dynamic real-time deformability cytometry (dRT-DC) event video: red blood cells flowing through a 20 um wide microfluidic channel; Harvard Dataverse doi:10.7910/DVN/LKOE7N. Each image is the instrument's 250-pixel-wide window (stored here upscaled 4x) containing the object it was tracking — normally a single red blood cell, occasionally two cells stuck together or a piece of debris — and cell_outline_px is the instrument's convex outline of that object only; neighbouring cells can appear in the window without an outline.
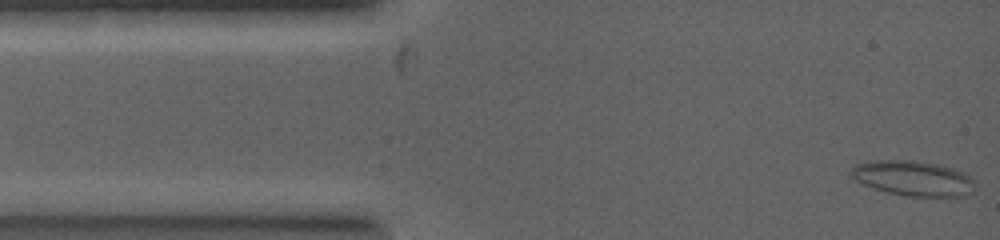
{"species": "common noctule bat (a hibernating species)", "species_latin": "Nyctalus noctula", "temperature_condition": "warm", "stored_images_in_passage": 17, "camera_frame_rate_fps": 5000, "um_per_image_px": 0.085, "animal": {"sex": "female", "body_mass_g": 19.0, "forearm_length_mm": 53.3}, "frame": {"image": 1, "passage_image": 1, "time_ms": 0.0, "image_size_px": [1000, 240], "cell_outline_px": [[972, 180], [968, 192], [964, 196], [904, 196], [872, 188], [848, 176], [848, 172], [856, 164], [868, 160], [916, 160], [936, 164], [952, 168], [964, 172]], "centroid_in_image_um": [77.49, 15.13], "position_along_channel_um": 7.5, "area_um2": 25.14}}
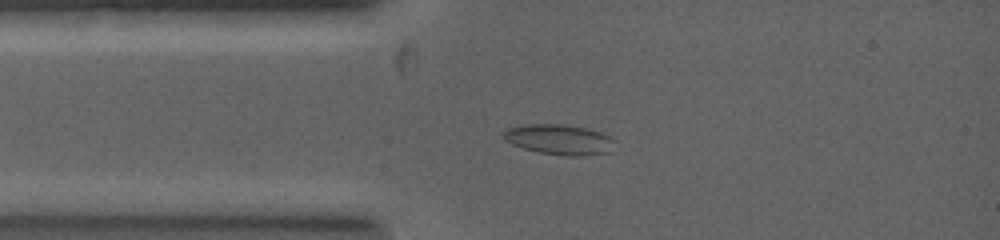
{"frame": {"image": 2, "passage_image": 6, "time_ms": 1.6, "image_size_px": [1000, 240], "cell_outline_px": [[616, 140], [608, 152], [584, 156], [564, 156], [540, 152], [524, 148], [512, 144], [504, 140], [500, 136], [500, 132], [508, 128], [520, 124], [564, 124], [588, 128], [600, 132]], "centroid_in_image_um": [47.47, 11.84], "position_along_channel_um": 37.5, "area_um2": 19.88}}
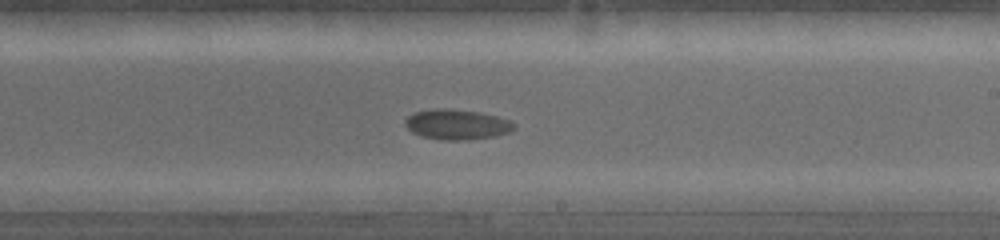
{"frame": {"image": 3, "passage_image": 16, "time_ms": 5.2, "image_size_px": [1000, 240], "cell_outline_px": [[516, 128], [508, 132], [496, 136], [472, 140], [440, 140], [420, 136], [412, 132], [404, 124], [404, 120], [408, 116], [416, 112], [440, 108], [444, 108], [476, 112], [496, 116], [508, 120], [516, 124]], "centroid_in_image_um": [38.83, 10.6], "position_along_channel_um": 250.2, "area_um2": 19.13}}